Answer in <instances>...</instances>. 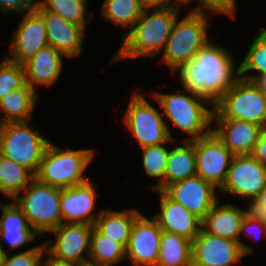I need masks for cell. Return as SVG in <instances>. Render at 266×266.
<instances>
[{
    "instance_id": "obj_32",
    "label": "cell",
    "mask_w": 266,
    "mask_h": 266,
    "mask_svg": "<svg viewBox=\"0 0 266 266\" xmlns=\"http://www.w3.org/2000/svg\"><path fill=\"white\" fill-rule=\"evenodd\" d=\"M248 48L243 60L239 63V77L251 80L254 76L266 74V28L258 31Z\"/></svg>"
},
{
    "instance_id": "obj_21",
    "label": "cell",
    "mask_w": 266,
    "mask_h": 266,
    "mask_svg": "<svg viewBox=\"0 0 266 266\" xmlns=\"http://www.w3.org/2000/svg\"><path fill=\"white\" fill-rule=\"evenodd\" d=\"M212 131L234 155L252 154L264 127L252 122L213 118Z\"/></svg>"
},
{
    "instance_id": "obj_33",
    "label": "cell",
    "mask_w": 266,
    "mask_h": 266,
    "mask_svg": "<svg viewBox=\"0 0 266 266\" xmlns=\"http://www.w3.org/2000/svg\"><path fill=\"white\" fill-rule=\"evenodd\" d=\"M88 0H40V4L49 12L61 16L64 20L87 28L94 12L87 11ZM88 14H87V13ZM87 14V15H86Z\"/></svg>"
},
{
    "instance_id": "obj_41",
    "label": "cell",
    "mask_w": 266,
    "mask_h": 266,
    "mask_svg": "<svg viewBox=\"0 0 266 266\" xmlns=\"http://www.w3.org/2000/svg\"><path fill=\"white\" fill-rule=\"evenodd\" d=\"M192 1L198 2V5L193 7L188 13H201V0H170V8L181 11L184 5H189Z\"/></svg>"
},
{
    "instance_id": "obj_19",
    "label": "cell",
    "mask_w": 266,
    "mask_h": 266,
    "mask_svg": "<svg viewBox=\"0 0 266 266\" xmlns=\"http://www.w3.org/2000/svg\"><path fill=\"white\" fill-rule=\"evenodd\" d=\"M35 10L45 21L48 44L68 59L78 58L83 52L86 28L47 11L41 4Z\"/></svg>"
},
{
    "instance_id": "obj_37",
    "label": "cell",
    "mask_w": 266,
    "mask_h": 266,
    "mask_svg": "<svg viewBox=\"0 0 266 266\" xmlns=\"http://www.w3.org/2000/svg\"><path fill=\"white\" fill-rule=\"evenodd\" d=\"M236 0H201V13L222 14L235 19L237 12ZM206 10V11H205Z\"/></svg>"
},
{
    "instance_id": "obj_36",
    "label": "cell",
    "mask_w": 266,
    "mask_h": 266,
    "mask_svg": "<svg viewBox=\"0 0 266 266\" xmlns=\"http://www.w3.org/2000/svg\"><path fill=\"white\" fill-rule=\"evenodd\" d=\"M241 235L249 236L250 239L266 237V221L249 210L241 223Z\"/></svg>"
},
{
    "instance_id": "obj_20",
    "label": "cell",
    "mask_w": 266,
    "mask_h": 266,
    "mask_svg": "<svg viewBox=\"0 0 266 266\" xmlns=\"http://www.w3.org/2000/svg\"><path fill=\"white\" fill-rule=\"evenodd\" d=\"M159 192V213L152 217L163 231L175 233L193 240L202 229V219L172 200L163 190Z\"/></svg>"
},
{
    "instance_id": "obj_45",
    "label": "cell",
    "mask_w": 266,
    "mask_h": 266,
    "mask_svg": "<svg viewBox=\"0 0 266 266\" xmlns=\"http://www.w3.org/2000/svg\"><path fill=\"white\" fill-rule=\"evenodd\" d=\"M6 254L5 249L0 245V266L3 264Z\"/></svg>"
},
{
    "instance_id": "obj_17",
    "label": "cell",
    "mask_w": 266,
    "mask_h": 266,
    "mask_svg": "<svg viewBox=\"0 0 266 266\" xmlns=\"http://www.w3.org/2000/svg\"><path fill=\"white\" fill-rule=\"evenodd\" d=\"M91 179L61 189L60 210L62 223H85L94 225L95 220L102 212V208L96 212L97 190Z\"/></svg>"
},
{
    "instance_id": "obj_31",
    "label": "cell",
    "mask_w": 266,
    "mask_h": 266,
    "mask_svg": "<svg viewBox=\"0 0 266 266\" xmlns=\"http://www.w3.org/2000/svg\"><path fill=\"white\" fill-rule=\"evenodd\" d=\"M100 8L105 20L122 29H131L144 10L140 0H104Z\"/></svg>"
},
{
    "instance_id": "obj_43",
    "label": "cell",
    "mask_w": 266,
    "mask_h": 266,
    "mask_svg": "<svg viewBox=\"0 0 266 266\" xmlns=\"http://www.w3.org/2000/svg\"><path fill=\"white\" fill-rule=\"evenodd\" d=\"M46 255V256H45ZM45 261L42 260L41 266H80L74 262H68L64 260H59L50 256L46 251L44 252ZM48 256V258H47Z\"/></svg>"
},
{
    "instance_id": "obj_3",
    "label": "cell",
    "mask_w": 266,
    "mask_h": 266,
    "mask_svg": "<svg viewBox=\"0 0 266 266\" xmlns=\"http://www.w3.org/2000/svg\"><path fill=\"white\" fill-rule=\"evenodd\" d=\"M152 93L162 109V115L171 125L188 134L182 140H196L212 132L214 105L205 98L186 91ZM191 136V137H190Z\"/></svg>"
},
{
    "instance_id": "obj_30",
    "label": "cell",
    "mask_w": 266,
    "mask_h": 266,
    "mask_svg": "<svg viewBox=\"0 0 266 266\" xmlns=\"http://www.w3.org/2000/svg\"><path fill=\"white\" fill-rule=\"evenodd\" d=\"M175 140L171 139L169 143L146 146L139 148L142 151V164L144 174L147 177L157 179V183L148 185L152 190H164V175L168 161L170 148L166 144H172Z\"/></svg>"
},
{
    "instance_id": "obj_9",
    "label": "cell",
    "mask_w": 266,
    "mask_h": 266,
    "mask_svg": "<svg viewBox=\"0 0 266 266\" xmlns=\"http://www.w3.org/2000/svg\"><path fill=\"white\" fill-rule=\"evenodd\" d=\"M158 110L142 93L132 91L122 122L137 140L139 148L176 140Z\"/></svg>"
},
{
    "instance_id": "obj_42",
    "label": "cell",
    "mask_w": 266,
    "mask_h": 266,
    "mask_svg": "<svg viewBox=\"0 0 266 266\" xmlns=\"http://www.w3.org/2000/svg\"><path fill=\"white\" fill-rule=\"evenodd\" d=\"M143 9H167L170 8V0H140Z\"/></svg>"
},
{
    "instance_id": "obj_24",
    "label": "cell",
    "mask_w": 266,
    "mask_h": 266,
    "mask_svg": "<svg viewBox=\"0 0 266 266\" xmlns=\"http://www.w3.org/2000/svg\"><path fill=\"white\" fill-rule=\"evenodd\" d=\"M142 213L136 208L114 211L110 207L103 208L94 223V227L107 237L127 247L135 220Z\"/></svg>"
},
{
    "instance_id": "obj_22",
    "label": "cell",
    "mask_w": 266,
    "mask_h": 266,
    "mask_svg": "<svg viewBox=\"0 0 266 266\" xmlns=\"http://www.w3.org/2000/svg\"><path fill=\"white\" fill-rule=\"evenodd\" d=\"M0 210V245L3 249H5L3 241L9 245V249L5 250L6 253L18 250L26 244L35 243L34 239L39 235L28 224L26 216L14 200L6 204L0 201Z\"/></svg>"
},
{
    "instance_id": "obj_4",
    "label": "cell",
    "mask_w": 266,
    "mask_h": 266,
    "mask_svg": "<svg viewBox=\"0 0 266 266\" xmlns=\"http://www.w3.org/2000/svg\"><path fill=\"white\" fill-rule=\"evenodd\" d=\"M96 152L91 148L63 149L50 141L35 178L41 183L65 189L90 179L84 175Z\"/></svg>"
},
{
    "instance_id": "obj_7",
    "label": "cell",
    "mask_w": 266,
    "mask_h": 266,
    "mask_svg": "<svg viewBox=\"0 0 266 266\" xmlns=\"http://www.w3.org/2000/svg\"><path fill=\"white\" fill-rule=\"evenodd\" d=\"M213 118L252 122L266 128V96L239 77L214 105Z\"/></svg>"
},
{
    "instance_id": "obj_8",
    "label": "cell",
    "mask_w": 266,
    "mask_h": 266,
    "mask_svg": "<svg viewBox=\"0 0 266 266\" xmlns=\"http://www.w3.org/2000/svg\"><path fill=\"white\" fill-rule=\"evenodd\" d=\"M49 143L29 121L0 124V154L25 166L34 175Z\"/></svg>"
},
{
    "instance_id": "obj_44",
    "label": "cell",
    "mask_w": 266,
    "mask_h": 266,
    "mask_svg": "<svg viewBox=\"0 0 266 266\" xmlns=\"http://www.w3.org/2000/svg\"><path fill=\"white\" fill-rule=\"evenodd\" d=\"M251 81L266 96V74L254 76Z\"/></svg>"
},
{
    "instance_id": "obj_34",
    "label": "cell",
    "mask_w": 266,
    "mask_h": 266,
    "mask_svg": "<svg viewBox=\"0 0 266 266\" xmlns=\"http://www.w3.org/2000/svg\"><path fill=\"white\" fill-rule=\"evenodd\" d=\"M26 85L23 64L13 63L2 57L0 61V99L11 91L24 88Z\"/></svg>"
},
{
    "instance_id": "obj_28",
    "label": "cell",
    "mask_w": 266,
    "mask_h": 266,
    "mask_svg": "<svg viewBox=\"0 0 266 266\" xmlns=\"http://www.w3.org/2000/svg\"><path fill=\"white\" fill-rule=\"evenodd\" d=\"M35 178L25 166L0 154V193L14 200Z\"/></svg>"
},
{
    "instance_id": "obj_40",
    "label": "cell",
    "mask_w": 266,
    "mask_h": 266,
    "mask_svg": "<svg viewBox=\"0 0 266 266\" xmlns=\"http://www.w3.org/2000/svg\"><path fill=\"white\" fill-rule=\"evenodd\" d=\"M251 155L261 164L266 166V128H264L260 134Z\"/></svg>"
},
{
    "instance_id": "obj_16",
    "label": "cell",
    "mask_w": 266,
    "mask_h": 266,
    "mask_svg": "<svg viewBox=\"0 0 266 266\" xmlns=\"http://www.w3.org/2000/svg\"><path fill=\"white\" fill-rule=\"evenodd\" d=\"M218 189L210 182L194 175L168 185L163 191L174 201L203 219L219 200Z\"/></svg>"
},
{
    "instance_id": "obj_38",
    "label": "cell",
    "mask_w": 266,
    "mask_h": 266,
    "mask_svg": "<svg viewBox=\"0 0 266 266\" xmlns=\"http://www.w3.org/2000/svg\"><path fill=\"white\" fill-rule=\"evenodd\" d=\"M36 8L37 6L31 0H0V13L4 15L10 13L24 15Z\"/></svg>"
},
{
    "instance_id": "obj_15",
    "label": "cell",
    "mask_w": 266,
    "mask_h": 266,
    "mask_svg": "<svg viewBox=\"0 0 266 266\" xmlns=\"http://www.w3.org/2000/svg\"><path fill=\"white\" fill-rule=\"evenodd\" d=\"M10 44L9 57L7 55L4 57L10 62L19 64H23L38 50L49 45L45 21L36 10L22 15Z\"/></svg>"
},
{
    "instance_id": "obj_13",
    "label": "cell",
    "mask_w": 266,
    "mask_h": 266,
    "mask_svg": "<svg viewBox=\"0 0 266 266\" xmlns=\"http://www.w3.org/2000/svg\"><path fill=\"white\" fill-rule=\"evenodd\" d=\"M238 241L207 233L203 229L192 240L194 266H234L244 258Z\"/></svg>"
},
{
    "instance_id": "obj_39",
    "label": "cell",
    "mask_w": 266,
    "mask_h": 266,
    "mask_svg": "<svg viewBox=\"0 0 266 266\" xmlns=\"http://www.w3.org/2000/svg\"><path fill=\"white\" fill-rule=\"evenodd\" d=\"M249 210L266 221V182L260 194L249 205Z\"/></svg>"
},
{
    "instance_id": "obj_35",
    "label": "cell",
    "mask_w": 266,
    "mask_h": 266,
    "mask_svg": "<svg viewBox=\"0 0 266 266\" xmlns=\"http://www.w3.org/2000/svg\"><path fill=\"white\" fill-rule=\"evenodd\" d=\"M44 252L45 244L41 243L19 253H7L1 266H41Z\"/></svg>"
},
{
    "instance_id": "obj_5",
    "label": "cell",
    "mask_w": 266,
    "mask_h": 266,
    "mask_svg": "<svg viewBox=\"0 0 266 266\" xmlns=\"http://www.w3.org/2000/svg\"><path fill=\"white\" fill-rule=\"evenodd\" d=\"M208 13H188L177 18L161 54V64L174 72L181 64L195 58V55L211 40ZM180 19V20H179Z\"/></svg>"
},
{
    "instance_id": "obj_6",
    "label": "cell",
    "mask_w": 266,
    "mask_h": 266,
    "mask_svg": "<svg viewBox=\"0 0 266 266\" xmlns=\"http://www.w3.org/2000/svg\"><path fill=\"white\" fill-rule=\"evenodd\" d=\"M60 201V188L41 183L36 178L14 199L40 237L62 223Z\"/></svg>"
},
{
    "instance_id": "obj_18",
    "label": "cell",
    "mask_w": 266,
    "mask_h": 266,
    "mask_svg": "<svg viewBox=\"0 0 266 266\" xmlns=\"http://www.w3.org/2000/svg\"><path fill=\"white\" fill-rule=\"evenodd\" d=\"M220 202L221 200H218L202 219V229L209 234L238 241L244 256L251 255L255 249L243 243V237H240L241 223L249 211V205L245 210L230 203Z\"/></svg>"
},
{
    "instance_id": "obj_26",
    "label": "cell",
    "mask_w": 266,
    "mask_h": 266,
    "mask_svg": "<svg viewBox=\"0 0 266 266\" xmlns=\"http://www.w3.org/2000/svg\"><path fill=\"white\" fill-rule=\"evenodd\" d=\"M170 148L164 175V189L175 182L196 175L195 140H181Z\"/></svg>"
},
{
    "instance_id": "obj_27",
    "label": "cell",
    "mask_w": 266,
    "mask_h": 266,
    "mask_svg": "<svg viewBox=\"0 0 266 266\" xmlns=\"http://www.w3.org/2000/svg\"><path fill=\"white\" fill-rule=\"evenodd\" d=\"M192 264V240L163 231L156 266H190Z\"/></svg>"
},
{
    "instance_id": "obj_23",
    "label": "cell",
    "mask_w": 266,
    "mask_h": 266,
    "mask_svg": "<svg viewBox=\"0 0 266 266\" xmlns=\"http://www.w3.org/2000/svg\"><path fill=\"white\" fill-rule=\"evenodd\" d=\"M64 58L67 57L50 45L41 48L23 63L26 83L35 91L36 85H54L62 73Z\"/></svg>"
},
{
    "instance_id": "obj_10",
    "label": "cell",
    "mask_w": 266,
    "mask_h": 266,
    "mask_svg": "<svg viewBox=\"0 0 266 266\" xmlns=\"http://www.w3.org/2000/svg\"><path fill=\"white\" fill-rule=\"evenodd\" d=\"M266 182V166L251 154L234 155L223 185L218 189L223 194L238 196L250 205L260 194ZM248 199V200H247Z\"/></svg>"
},
{
    "instance_id": "obj_12",
    "label": "cell",
    "mask_w": 266,
    "mask_h": 266,
    "mask_svg": "<svg viewBox=\"0 0 266 266\" xmlns=\"http://www.w3.org/2000/svg\"><path fill=\"white\" fill-rule=\"evenodd\" d=\"M196 175L220 188L234 157L229 148L212 131L195 140Z\"/></svg>"
},
{
    "instance_id": "obj_11",
    "label": "cell",
    "mask_w": 266,
    "mask_h": 266,
    "mask_svg": "<svg viewBox=\"0 0 266 266\" xmlns=\"http://www.w3.org/2000/svg\"><path fill=\"white\" fill-rule=\"evenodd\" d=\"M92 229L93 225L85 223H61L48 233L55 236V242L52 243L51 239L44 242L45 251L59 260L74 262L80 266L89 264Z\"/></svg>"
},
{
    "instance_id": "obj_2",
    "label": "cell",
    "mask_w": 266,
    "mask_h": 266,
    "mask_svg": "<svg viewBox=\"0 0 266 266\" xmlns=\"http://www.w3.org/2000/svg\"><path fill=\"white\" fill-rule=\"evenodd\" d=\"M179 13L181 12L172 8L144 9L134 26L122 36L121 45L114 54L113 62L138 57L156 58L158 54L161 55L174 23L180 17Z\"/></svg>"
},
{
    "instance_id": "obj_14",
    "label": "cell",
    "mask_w": 266,
    "mask_h": 266,
    "mask_svg": "<svg viewBox=\"0 0 266 266\" xmlns=\"http://www.w3.org/2000/svg\"><path fill=\"white\" fill-rule=\"evenodd\" d=\"M161 229L152 217L141 214L134 222L126 247V259L133 266H156L159 257Z\"/></svg>"
},
{
    "instance_id": "obj_29",
    "label": "cell",
    "mask_w": 266,
    "mask_h": 266,
    "mask_svg": "<svg viewBox=\"0 0 266 266\" xmlns=\"http://www.w3.org/2000/svg\"><path fill=\"white\" fill-rule=\"evenodd\" d=\"M126 259V248L117 241L101 234L94 226L90 236L89 264L114 266Z\"/></svg>"
},
{
    "instance_id": "obj_46",
    "label": "cell",
    "mask_w": 266,
    "mask_h": 266,
    "mask_svg": "<svg viewBox=\"0 0 266 266\" xmlns=\"http://www.w3.org/2000/svg\"><path fill=\"white\" fill-rule=\"evenodd\" d=\"M36 6L40 4V0H31Z\"/></svg>"
},
{
    "instance_id": "obj_25",
    "label": "cell",
    "mask_w": 266,
    "mask_h": 266,
    "mask_svg": "<svg viewBox=\"0 0 266 266\" xmlns=\"http://www.w3.org/2000/svg\"><path fill=\"white\" fill-rule=\"evenodd\" d=\"M38 92L28 84L24 88L13 90L0 99L2 117L0 124L8 122H31L38 103Z\"/></svg>"
},
{
    "instance_id": "obj_1",
    "label": "cell",
    "mask_w": 266,
    "mask_h": 266,
    "mask_svg": "<svg viewBox=\"0 0 266 266\" xmlns=\"http://www.w3.org/2000/svg\"><path fill=\"white\" fill-rule=\"evenodd\" d=\"M213 40L211 39L194 59L174 70L173 75L178 71L179 82L184 90L215 105L239 78V66L232 53Z\"/></svg>"
},
{
    "instance_id": "obj_47",
    "label": "cell",
    "mask_w": 266,
    "mask_h": 266,
    "mask_svg": "<svg viewBox=\"0 0 266 266\" xmlns=\"http://www.w3.org/2000/svg\"><path fill=\"white\" fill-rule=\"evenodd\" d=\"M82 266H94V265H91V264H86V265H82Z\"/></svg>"
}]
</instances>
